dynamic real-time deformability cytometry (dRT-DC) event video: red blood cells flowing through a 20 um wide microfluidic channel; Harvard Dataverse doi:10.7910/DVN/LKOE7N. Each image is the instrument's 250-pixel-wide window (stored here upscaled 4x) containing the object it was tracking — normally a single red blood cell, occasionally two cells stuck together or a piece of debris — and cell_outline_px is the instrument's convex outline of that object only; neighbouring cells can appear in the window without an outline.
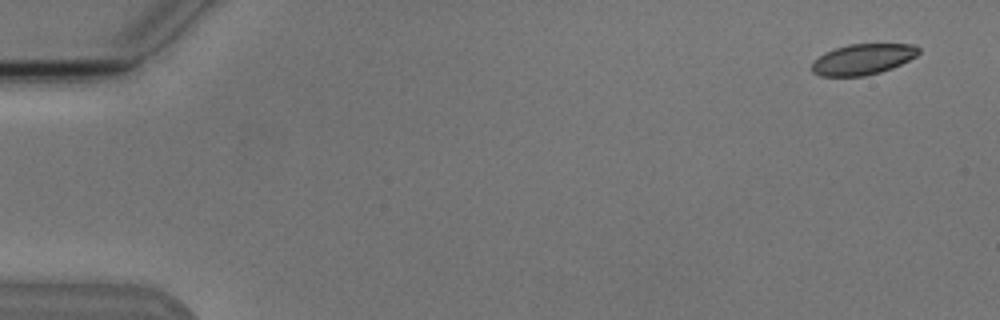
{"species": "Egyptian fruit bat (a non-hibernating species)", "species_latin": "Rousettus aegyptiacus", "temperature_condition": "cold", "stored_images_in_passage": 2, "camera_frame_rate_fps": 3000, "um_per_image_px": 0.085, "animal": {"sex": "male"}, "frame": {"image": 1, "passage_image": 1, "time_ms": 0.0, "image_size_px": [1000, 320], "cell_outline_px": [[920, 52], [916, 56], [892, 68], [880, 72], [864, 76], [820, 76], [812, 72], [812, 60], [824, 52], [848, 44], [916, 44], [920, 48]], "centroid_in_image_um": [73.32, 5.03], "position_along_channel_um": 11.7, "area_um2": 19.25}}